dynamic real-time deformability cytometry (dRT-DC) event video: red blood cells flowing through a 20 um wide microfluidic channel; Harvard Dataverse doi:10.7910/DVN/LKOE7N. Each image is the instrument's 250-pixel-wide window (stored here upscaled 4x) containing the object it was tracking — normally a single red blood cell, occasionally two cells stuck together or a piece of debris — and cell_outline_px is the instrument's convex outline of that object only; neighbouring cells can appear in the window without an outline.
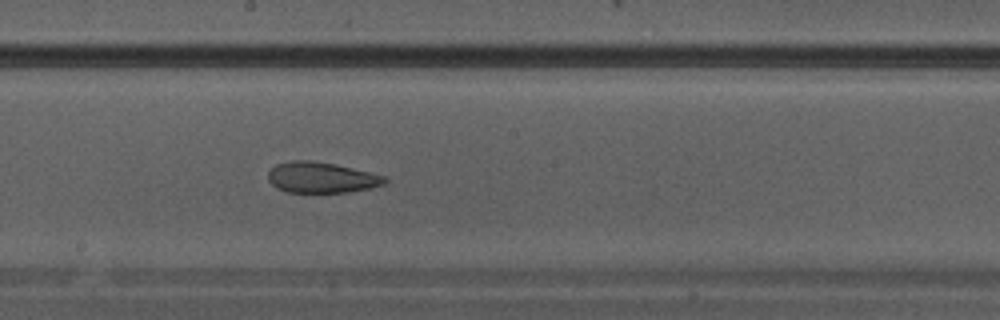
{"species": "Egyptian fruit bat (a non-hibernating species)", "species_latin": "Rousettus aegyptiacus", "temperature_condition": "warm", "stored_images_in_passage": 16, "camera_frame_rate_fps": 3000, "um_per_image_px": 0.085, "animal": {"sex": "male"}, "frame": {"image": 1, "passage_image": 16, "time_ms": 5.0, "image_size_px": [1000, 320], "cell_outline_px": [[388, 180], [384, 184], [368, 188], [348, 192], [288, 192], [276, 188], [268, 180], [268, 172], [276, 164], [292, 160], [308, 160], [336, 164], [388, 176]], "centroid_in_image_um": [27.33, 15.08], "position_along_channel_um": 220.9, "area_um2": 20.98}}